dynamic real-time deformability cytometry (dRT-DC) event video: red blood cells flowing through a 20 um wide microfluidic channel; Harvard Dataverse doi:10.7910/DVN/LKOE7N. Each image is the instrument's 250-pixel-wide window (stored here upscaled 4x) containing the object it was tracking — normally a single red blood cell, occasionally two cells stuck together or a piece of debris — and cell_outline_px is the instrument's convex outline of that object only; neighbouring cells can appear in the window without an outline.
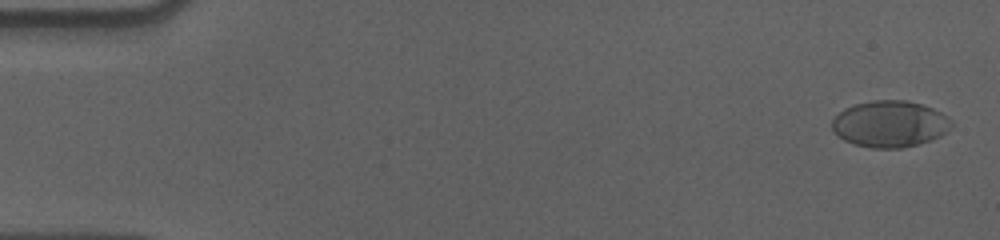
{"species": "human", "species_latin": "Homo sapiens", "temperature_condition": "cold", "stored_images_in_passage": 57, "camera_frame_rate_fps": 3000, "um_per_image_px": 0.085, "donor": {"sex": "male"}, "frame": {"image": 1, "passage_image": 2, "time_ms": 0.333, "image_size_px": [1000, 240], "cell_outline_px": [[952, 128], [940, 136], [916, 144], [900, 148], [872, 148], [856, 144], [844, 140], [832, 128], [832, 120], [844, 108], [856, 104], [872, 100], [904, 100], [920, 104], [932, 108], [940, 112], [952, 120]], "centroid_in_image_um": [75.65, 10.53], "position_along_channel_um": 9.4, "area_um2": 31.96}}
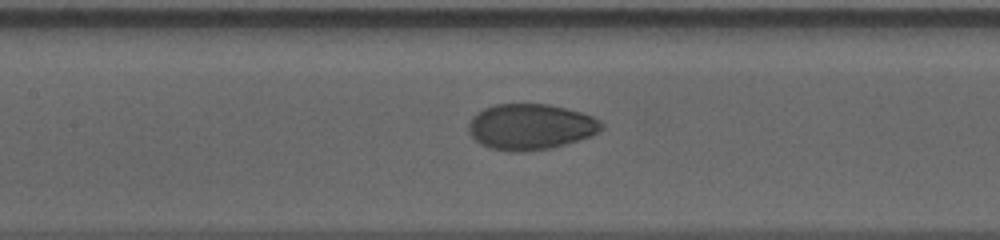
{"frame": {"image": 2, "passage_image": 27, "time_ms": 8.667, "image_size_px": [1000, 240], "cell_outline_px": [[604, 128], [592, 136], [552, 148], [520, 152], [512, 152], [488, 148], [480, 144], [468, 132], [468, 124], [472, 116], [476, 112], [484, 108], [496, 104], [548, 104], [580, 112], [592, 116], [600, 120], [604, 124]], "centroid_in_image_um": [45.09, 10.78], "position_along_channel_um": 162.3, "area_um2": 35.78}}
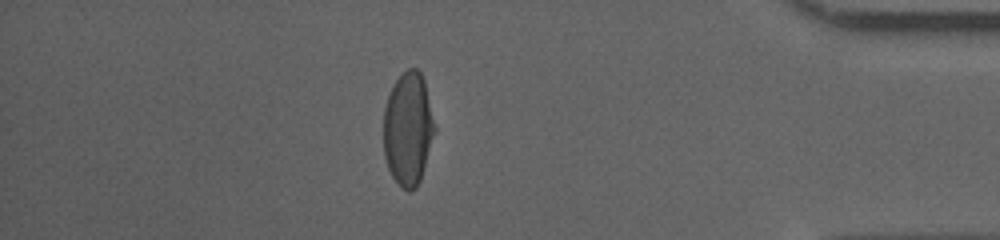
{"frame": {"image": 3, "passage_image": 50, "time_ms": 16.333, "image_size_px": [1000, 240], "cell_outline_px": [[436, 128], [420, 180], [416, 188], [412, 192], [408, 192], [392, 176], [388, 168], [384, 156], [384, 108], [388, 96], [396, 80], [408, 68], [416, 68], [420, 72], [424, 80]], "centroid_in_image_um": [34.69, 10.96], "position_along_channel_um": 400.5, "area_um2": 33.47}, "authors_computed_cell_mechanics": {"area_um2": 34.5644, "velocity_mm_per_s": 3.5878, "shape_relaxation_time_tau1_ms": 4.5471, "shape_relaxation_time_tau2_ms": 0.9177, "deformation_change_tau1": 0.1721, "deformation_change_tau2": 0.0365}}